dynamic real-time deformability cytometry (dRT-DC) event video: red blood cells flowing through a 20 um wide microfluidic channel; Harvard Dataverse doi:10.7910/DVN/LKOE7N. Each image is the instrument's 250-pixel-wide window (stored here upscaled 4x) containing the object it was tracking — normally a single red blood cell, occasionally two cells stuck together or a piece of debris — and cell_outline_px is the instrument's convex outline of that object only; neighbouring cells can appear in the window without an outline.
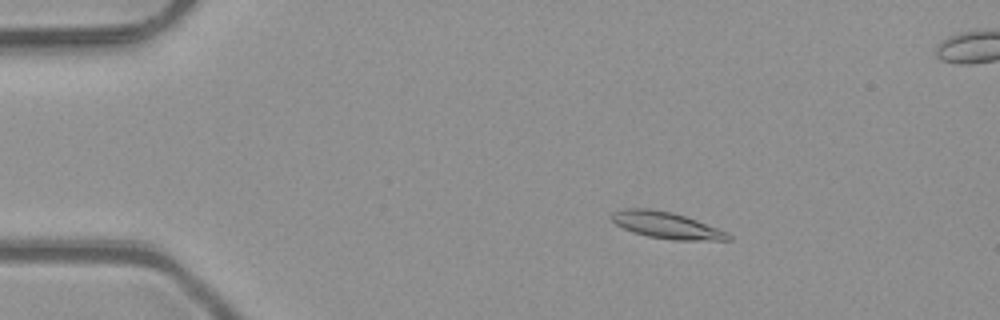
{"species": "common noctule bat (a hibernating species)", "species_latin": "Nyctalus noctula", "temperature_condition": "room temperature", "stored_images_in_passage": 50, "segment_of_instrument_passage": [1, 2], "camera_frame_rate_fps": 3000, "um_per_image_px": 0.085, "animal": {"sex": "male", "body_mass_g": 23.1, "forearm_length_mm": 52.7}, "frame": {"image": 1, "passage_image": 7, "time_ms": 2.0, "image_size_px": [1000, 320], "cell_outline_px": [[732, 240], [672, 240], [648, 236], [632, 232], [616, 224], [612, 220], [612, 212], [624, 208], [648, 208], [672, 212], [696, 220], [716, 228], [732, 236]], "centroid_in_image_um": [56.61, 19.14], "position_along_channel_um": 28.4, "area_um2": 17.8}}
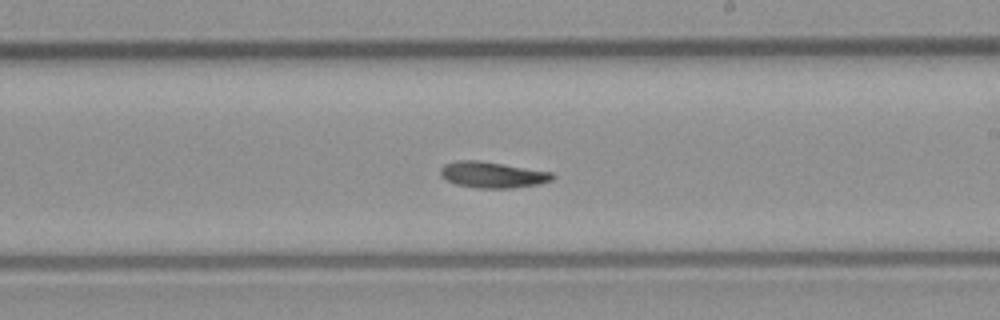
{"frame": {"image": 2, "passage_image": 28, "time_ms": 9.0, "image_size_px": [1000, 320], "cell_outline_px": [[556, 176], [552, 180], [540, 184], [512, 188], [476, 188], [456, 184], [440, 176], [440, 168], [444, 164], [456, 160], [480, 160], [552, 172]], "centroid_in_image_um": [41.86, 14.85], "position_along_channel_um": 247.1, "area_um2": 17.17}}
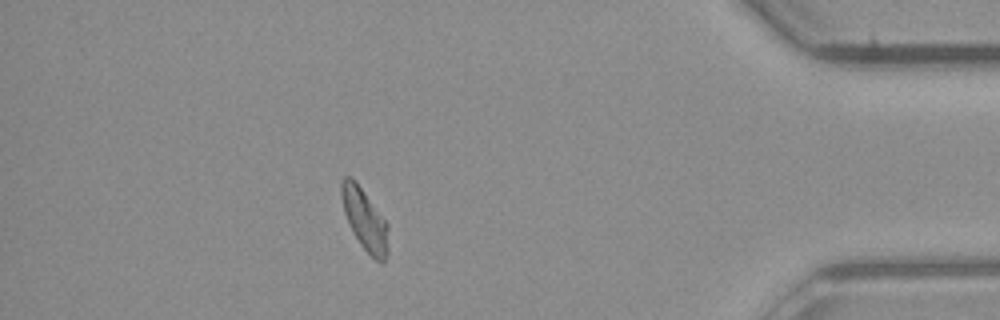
{"frame": {"image": 3, "passage_image": 43, "time_ms": 14.0, "image_size_px": [1000, 320], "cell_outline_px": [[388, 252], [384, 264], [376, 260], [360, 244], [352, 232], [344, 212], [340, 196], [340, 184], [344, 176], [352, 176], [356, 180], [388, 224]], "centroid_in_image_um": [30.99, 18.63], "position_along_channel_um": 404.2, "area_um2": 16.99}}